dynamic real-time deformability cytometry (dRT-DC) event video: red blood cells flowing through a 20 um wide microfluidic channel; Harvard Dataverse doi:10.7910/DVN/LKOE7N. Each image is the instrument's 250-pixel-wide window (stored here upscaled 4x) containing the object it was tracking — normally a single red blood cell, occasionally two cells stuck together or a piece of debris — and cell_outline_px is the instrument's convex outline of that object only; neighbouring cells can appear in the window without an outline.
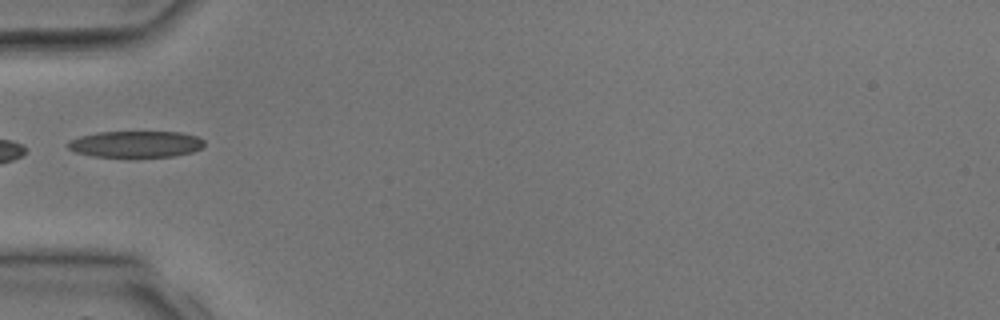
{"species": "common noctule bat (a hibernating species)", "species_latin": "Nyctalus noctula", "temperature_condition": "room temperature", "stored_images_in_passage": 2, "camera_frame_rate_fps": 3000, "um_per_image_px": 0.085, "animal": {"sex": "male", "body_mass_g": 17.9, "forearm_length_mm": 54.2}, "frame": {"image": 1, "passage_image": 2, "time_ms": 1.333, "image_size_px": [1000, 320], "cell_outline_px": [[204, 144], [200, 148], [192, 152], [172, 156], [136, 160], [128, 160], [92, 156], [72, 152], [64, 144], [68, 140], [80, 136], [96, 132], [180, 132], [196, 136], [204, 140]], "centroid_in_image_um": [11.45, 12.3], "position_along_channel_um": 73.6, "area_um2": 22.25}}